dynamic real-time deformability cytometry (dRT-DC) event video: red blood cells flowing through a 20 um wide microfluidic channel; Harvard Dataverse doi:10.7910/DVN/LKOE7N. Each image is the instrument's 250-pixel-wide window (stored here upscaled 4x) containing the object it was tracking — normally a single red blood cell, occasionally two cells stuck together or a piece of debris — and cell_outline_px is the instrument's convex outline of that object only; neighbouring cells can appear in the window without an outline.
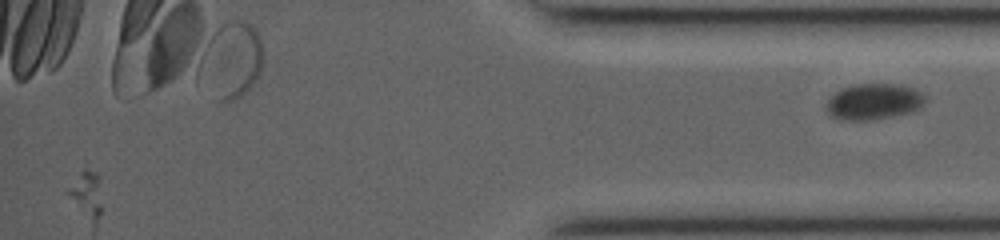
{"species": "common noctule bat (a hibernating species)", "species_latin": "Nyctalus noctula", "temperature_condition": "room temperature", "stored_images_in_passage": 30, "segment_of_instrument_passage": [2, 2], "camera_frame_rate_fps": 3000, "um_per_image_px": 0.085, "animal": {"sex": "female", "body_mass_g": 19.0, "forearm_length_mm": 53.3}, "frame": {"image": 1, "passage_image": 30, "time_ms": 11.333, "image_size_px": [1000, 240], "cell_outline_px": [[928, 96], [924, 104], [920, 108], [912, 112], [872, 120], [840, 120], [832, 116], [828, 112], [828, 100], [836, 92], [844, 88], [856, 84], [900, 84], [916, 88]], "centroid_in_image_um": [74.36, 8.63], "position_along_channel_um": 360.8, "area_um2": 20.87}}